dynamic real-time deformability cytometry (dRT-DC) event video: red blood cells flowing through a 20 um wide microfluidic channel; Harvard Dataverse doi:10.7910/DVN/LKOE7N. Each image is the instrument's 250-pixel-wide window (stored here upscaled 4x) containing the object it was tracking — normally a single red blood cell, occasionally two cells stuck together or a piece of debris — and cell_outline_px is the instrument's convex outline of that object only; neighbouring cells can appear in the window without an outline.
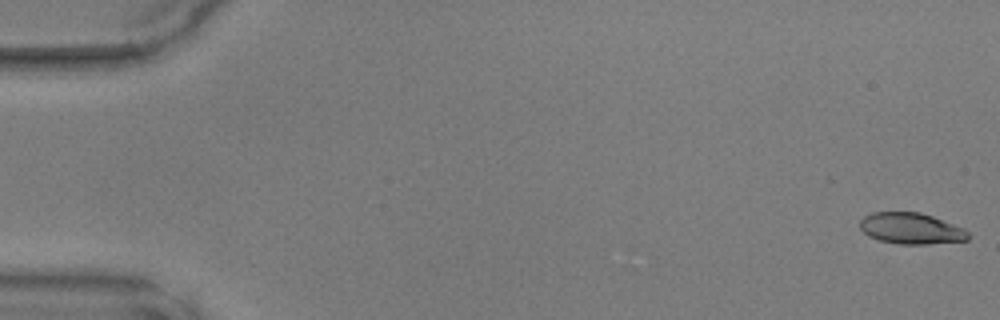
{"species": "common noctule bat (a hibernating species)", "species_latin": "Nyctalus noctula", "temperature_condition": "warm", "stored_images_in_passage": 48, "camera_frame_rate_fps": 3000, "um_per_image_px": 0.085, "animal": {"sex": "male", "body_mass_g": 17.9, "forearm_length_mm": 54.2}, "frame": {"image": 1, "passage_image": 1, "time_ms": 0.0, "image_size_px": [1000, 320], "cell_outline_px": [[968, 240], [928, 244], [900, 244], [880, 240], [868, 236], [860, 228], [860, 220], [864, 216], [872, 212], [920, 212], [932, 216], [964, 228], [968, 232]], "centroid_in_image_um": [77.43, 19.41], "position_along_channel_um": 7.6, "area_um2": 19.59}}
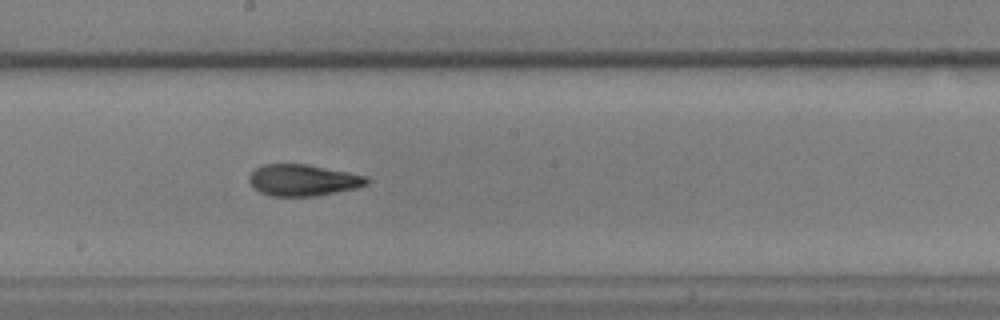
{"frame": {"image": 2, "passage_image": 27, "time_ms": 8.667, "image_size_px": [1000, 320], "cell_outline_px": [[368, 184], [356, 188], [316, 196], [272, 196], [260, 192], [252, 188], [248, 180], [248, 176], [256, 168], [264, 164], [308, 164], [368, 176]], "centroid_in_image_um": [25.74, 15.31], "position_along_channel_um": 222.5, "area_um2": 21.68}}
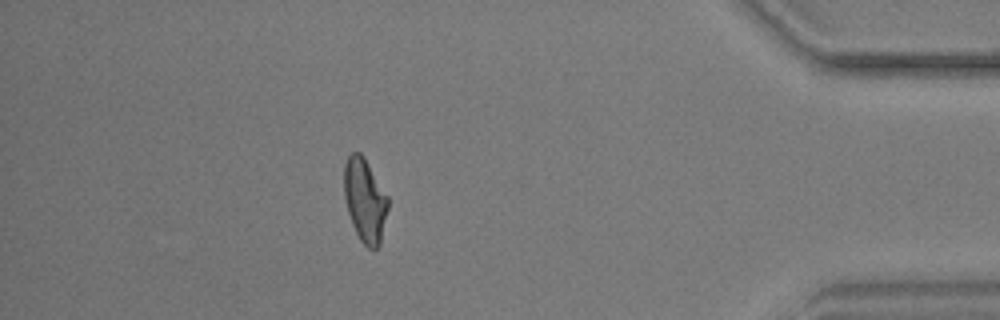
{"frame": {"image": 3, "passage_image": 43, "time_ms": 14.0, "image_size_px": [1000, 320], "cell_outline_px": [[388, 208], [380, 244], [376, 248], [368, 248], [360, 240], [352, 224], [348, 212], [344, 196], [344, 164], [348, 156], [352, 152], [360, 152], [364, 156], [388, 196]], "centroid_in_image_um": [31.01, 17.0], "position_along_channel_um": 404.2, "area_um2": 21.39}}